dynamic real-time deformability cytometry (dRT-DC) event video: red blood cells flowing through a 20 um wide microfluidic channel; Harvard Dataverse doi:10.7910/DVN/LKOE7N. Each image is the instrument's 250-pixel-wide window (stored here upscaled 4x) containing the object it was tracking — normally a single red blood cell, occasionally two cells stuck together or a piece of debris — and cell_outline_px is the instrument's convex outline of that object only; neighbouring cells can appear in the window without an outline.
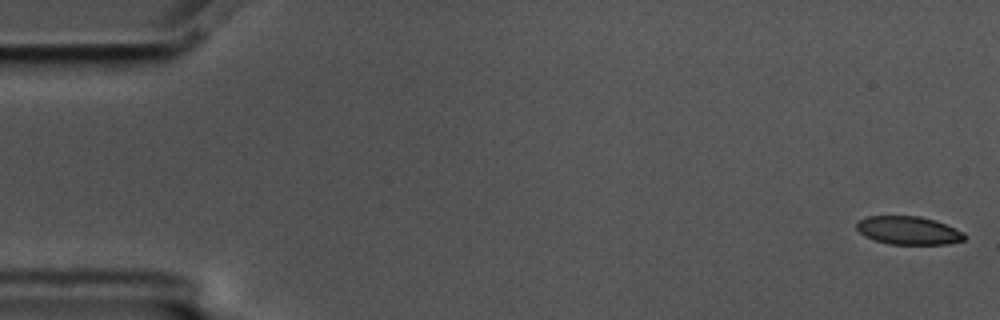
{"species": "common noctule bat (a hibernating species)", "species_latin": "Nyctalus noctula", "temperature_condition": "cold", "stored_images_in_passage": 58, "camera_frame_rate_fps": 3000, "um_per_image_px": 0.085, "animal": {"sex": "male", "body_mass_g": 17.5, "forearm_length_mm": 52.3}, "frame": {"image": 1, "passage_image": 1, "time_ms": 0.0, "image_size_px": [1000, 320], "cell_outline_px": [[964, 240], [948, 244], [888, 244], [864, 236], [856, 228], [856, 220], [868, 216], [920, 216], [936, 220], [964, 232]], "centroid_in_image_um": [77.19, 19.58], "position_along_channel_um": 7.8, "area_um2": 17.8}}
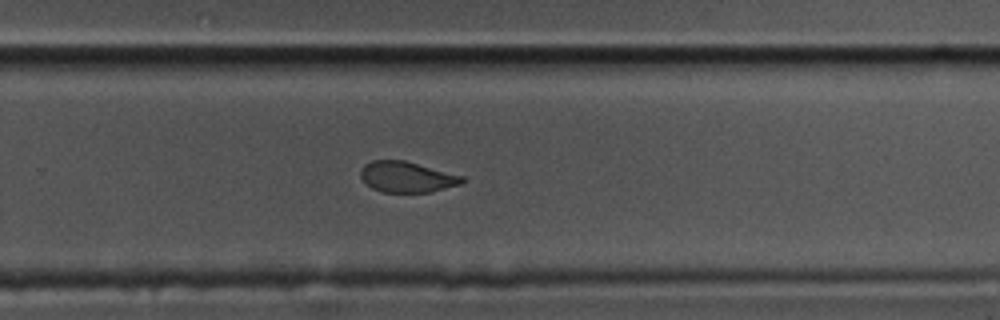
{"frame": {"image": 2, "passage_image": 38, "time_ms": 12.333, "image_size_px": [1000, 320], "cell_outline_px": [[464, 180], [460, 184], [428, 192], [384, 192], [372, 188], [360, 176], [360, 172], [364, 164], [372, 160], [404, 160], [464, 176]], "centroid_in_image_um": [34.57, 15.03], "position_along_channel_um": 295.2, "area_um2": 17.98}}
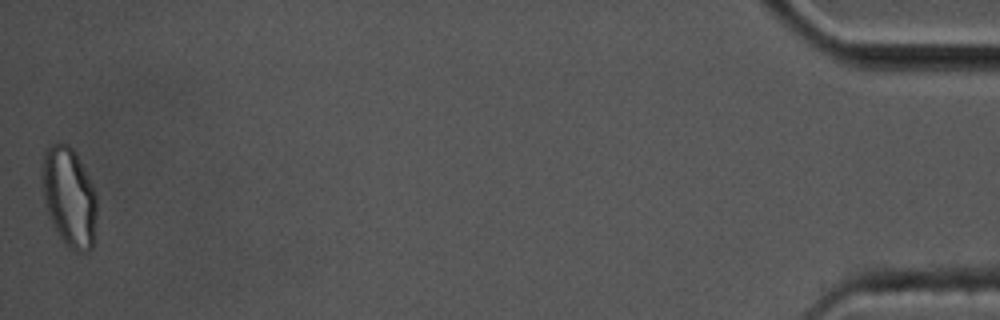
{"frame": {"image": 3, "passage_image": 58, "time_ms": 19.0, "image_size_px": [1000, 320], "cell_outline_px": [[96, 216], [92, 248], [88, 252], [76, 252], [60, 236], [48, 212], [44, 200], [40, 176], [40, 172], [44, 148], [48, 144], [68, 144], [76, 152], [88, 176], [96, 196]], "centroid_in_image_um": [5.85, 16.67], "position_along_channel_um": 429.3, "area_um2": 31.62}, "authors_computed_cell_mechanics": {"area_um2": 19.652, "velocity_mm_per_s": 3.4431, "shape_relaxation_time_tau1_ms": 8.5333, "shape_relaxation_time_tau2_ms": 1.8539, "deformation_change_tau1": 0.1809, "deformation_change_tau2": 0.0634}}